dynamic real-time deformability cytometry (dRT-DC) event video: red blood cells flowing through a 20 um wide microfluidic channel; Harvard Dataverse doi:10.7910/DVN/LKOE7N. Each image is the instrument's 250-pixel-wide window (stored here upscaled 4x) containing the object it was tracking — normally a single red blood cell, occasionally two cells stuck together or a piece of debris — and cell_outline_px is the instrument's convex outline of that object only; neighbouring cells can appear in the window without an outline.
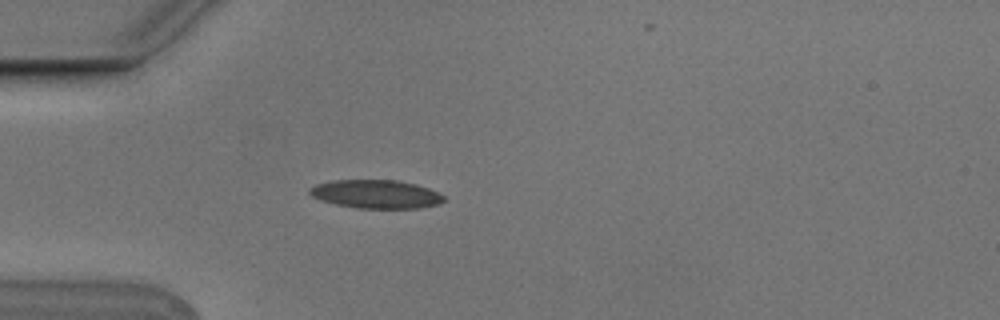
{"species": "Egyptian fruit bat (a non-hibernating species)", "species_latin": "Rousettus aegyptiacus", "temperature_condition": "cold", "stored_images_in_passage": 4, "camera_frame_rate_fps": 3000, "um_per_image_px": 0.085, "animal": {"sex": "male"}, "frame": {"image": 1, "passage_image": 4, "time_ms": 1.0, "image_size_px": [1000, 320], "cell_outline_px": [[444, 200], [440, 204], [420, 208], [356, 208], [336, 204], [320, 200], [312, 196], [308, 192], [308, 188], [316, 184], [332, 180], [396, 180], [416, 184], [428, 188], [444, 196]], "centroid_in_image_um": [31.94, 16.5], "position_along_channel_um": 53.1, "area_um2": 22.31}}